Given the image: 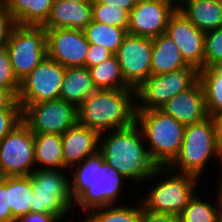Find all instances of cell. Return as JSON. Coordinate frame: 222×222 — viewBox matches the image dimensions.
Returning a JSON list of instances; mask_svg holds the SVG:
<instances>
[{"label": "cell", "mask_w": 222, "mask_h": 222, "mask_svg": "<svg viewBox=\"0 0 222 222\" xmlns=\"http://www.w3.org/2000/svg\"><path fill=\"white\" fill-rule=\"evenodd\" d=\"M145 144L142 130L136 123L100 133L99 137V151L105 162L126 180L134 181L133 184L160 176V166L151 159Z\"/></svg>", "instance_id": "1"}, {"label": "cell", "mask_w": 222, "mask_h": 222, "mask_svg": "<svg viewBox=\"0 0 222 222\" xmlns=\"http://www.w3.org/2000/svg\"><path fill=\"white\" fill-rule=\"evenodd\" d=\"M69 170L72 172L70 191L74 206L78 205L87 212L97 207L116 205L126 179L105 162L99 150Z\"/></svg>", "instance_id": "2"}, {"label": "cell", "mask_w": 222, "mask_h": 222, "mask_svg": "<svg viewBox=\"0 0 222 222\" xmlns=\"http://www.w3.org/2000/svg\"><path fill=\"white\" fill-rule=\"evenodd\" d=\"M135 89H96L78 106V123L99 133L130 127L136 120Z\"/></svg>", "instance_id": "3"}, {"label": "cell", "mask_w": 222, "mask_h": 222, "mask_svg": "<svg viewBox=\"0 0 222 222\" xmlns=\"http://www.w3.org/2000/svg\"><path fill=\"white\" fill-rule=\"evenodd\" d=\"M135 123L148 143L151 159L157 166H168L182 147L186 126L160 109L136 110Z\"/></svg>", "instance_id": "4"}, {"label": "cell", "mask_w": 222, "mask_h": 222, "mask_svg": "<svg viewBox=\"0 0 222 222\" xmlns=\"http://www.w3.org/2000/svg\"><path fill=\"white\" fill-rule=\"evenodd\" d=\"M212 157V158H211ZM218 158L222 164V153L217 141L215 124L211 116L185 127L182 147L168 167L179 173L201 178L210 159Z\"/></svg>", "instance_id": "5"}, {"label": "cell", "mask_w": 222, "mask_h": 222, "mask_svg": "<svg viewBox=\"0 0 222 222\" xmlns=\"http://www.w3.org/2000/svg\"><path fill=\"white\" fill-rule=\"evenodd\" d=\"M162 174L165 178L152 186L151 190L147 191L146 197L140 199V203L145 210L179 217L196 195L195 190L200 178L176 172L168 166H160V175Z\"/></svg>", "instance_id": "6"}, {"label": "cell", "mask_w": 222, "mask_h": 222, "mask_svg": "<svg viewBox=\"0 0 222 222\" xmlns=\"http://www.w3.org/2000/svg\"><path fill=\"white\" fill-rule=\"evenodd\" d=\"M63 172L59 169H36L29 175L33 188L31 212L64 218L73 209L70 179Z\"/></svg>", "instance_id": "7"}, {"label": "cell", "mask_w": 222, "mask_h": 222, "mask_svg": "<svg viewBox=\"0 0 222 222\" xmlns=\"http://www.w3.org/2000/svg\"><path fill=\"white\" fill-rule=\"evenodd\" d=\"M198 80L199 70L190 65L169 73L150 75L135 90L136 110L159 109L170 98L188 90Z\"/></svg>", "instance_id": "8"}, {"label": "cell", "mask_w": 222, "mask_h": 222, "mask_svg": "<svg viewBox=\"0 0 222 222\" xmlns=\"http://www.w3.org/2000/svg\"><path fill=\"white\" fill-rule=\"evenodd\" d=\"M13 72L21 81L46 56V29L43 26L16 25L6 46Z\"/></svg>", "instance_id": "9"}, {"label": "cell", "mask_w": 222, "mask_h": 222, "mask_svg": "<svg viewBox=\"0 0 222 222\" xmlns=\"http://www.w3.org/2000/svg\"><path fill=\"white\" fill-rule=\"evenodd\" d=\"M20 105L22 122L33 134L62 135L78 123V107L61 98Z\"/></svg>", "instance_id": "10"}, {"label": "cell", "mask_w": 222, "mask_h": 222, "mask_svg": "<svg viewBox=\"0 0 222 222\" xmlns=\"http://www.w3.org/2000/svg\"><path fill=\"white\" fill-rule=\"evenodd\" d=\"M34 142V134L23 122L0 141L3 176L30 175L36 170Z\"/></svg>", "instance_id": "11"}, {"label": "cell", "mask_w": 222, "mask_h": 222, "mask_svg": "<svg viewBox=\"0 0 222 222\" xmlns=\"http://www.w3.org/2000/svg\"><path fill=\"white\" fill-rule=\"evenodd\" d=\"M66 67L46 56L20 81L19 104H33L60 98Z\"/></svg>", "instance_id": "12"}, {"label": "cell", "mask_w": 222, "mask_h": 222, "mask_svg": "<svg viewBox=\"0 0 222 222\" xmlns=\"http://www.w3.org/2000/svg\"><path fill=\"white\" fill-rule=\"evenodd\" d=\"M115 56L125 83L136 90L151 75L152 39L127 34Z\"/></svg>", "instance_id": "13"}, {"label": "cell", "mask_w": 222, "mask_h": 222, "mask_svg": "<svg viewBox=\"0 0 222 222\" xmlns=\"http://www.w3.org/2000/svg\"><path fill=\"white\" fill-rule=\"evenodd\" d=\"M47 56L63 67L85 66L90 43L83 30L71 28L46 29Z\"/></svg>", "instance_id": "14"}, {"label": "cell", "mask_w": 222, "mask_h": 222, "mask_svg": "<svg viewBox=\"0 0 222 222\" xmlns=\"http://www.w3.org/2000/svg\"><path fill=\"white\" fill-rule=\"evenodd\" d=\"M166 34L175 42L186 63L204 69L205 32L197 28L180 10L168 20Z\"/></svg>", "instance_id": "15"}, {"label": "cell", "mask_w": 222, "mask_h": 222, "mask_svg": "<svg viewBox=\"0 0 222 222\" xmlns=\"http://www.w3.org/2000/svg\"><path fill=\"white\" fill-rule=\"evenodd\" d=\"M174 12L164 1L137 2L129 14L127 33L153 39L166 33L168 20Z\"/></svg>", "instance_id": "16"}, {"label": "cell", "mask_w": 222, "mask_h": 222, "mask_svg": "<svg viewBox=\"0 0 222 222\" xmlns=\"http://www.w3.org/2000/svg\"><path fill=\"white\" fill-rule=\"evenodd\" d=\"M159 109L185 126L208 117L204 91L199 80L188 90L170 98Z\"/></svg>", "instance_id": "17"}, {"label": "cell", "mask_w": 222, "mask_h": 222, "mask_svg": "<svg viewBox=\"0 0 222 222\" xmlns=\"http://www.w3.org/2000/svg\"><path fill=\"white\" fill-rule=\"evenodd\" d=\"M100 133L79 123L61 135L64 165L70 169L99 150Z\"/></svg>", "instance_id": "18"}, {"label": "cell", "mask_w": 222, "mask_h": 222, "mask_svg": "<svg viewBox=\"0 0 222 222\" xmlns=\"http://www.w3.org/2000/svg\"><path fill=\"white\" fill-rule=\"evenodd\" d=\"M92 20V2L54 0L50 15L42 26L45 29L83 30Z\"/></svg>", "instance_id": "19"}, {"label": "cell", "mask_w": 222, "mask_h": 222, "mask_svg": "<svg viewBox=\"0 0 222 222\" xmlns=\"http://www.w3.org/2000/svg\"><path fill=\"white\" fill-rule=\"evenodd\" d=\"M188 66L168 34L163 33L152 39L151 75L169 73Z\"/></svg>", "instance_id": "20"}, {"label": "cell", "mask_w": 222, "mask_h": 222, "mask_svg": "<svg viewBox=\"0 0 222 222\" xmlns=\"http://www.w3.org/2000/svg\"><path fill=\"white\" fill-rule=\"evenodd\" d=\"M16 25L42 26L48 19L54 0H0Z\"/></svg>", "instance_id": "21"}, {"label": "cell", "mask_w": 222, "mask_h": 222, "mask_svg": "<svg viewBox=\"0 0 222 222\" xmlns=\"http://www.w3.org/2000/svg\"><path fill=\"white\" fill-rule=\"evenodd\" d=\"M95 90L88 68H66L61 85V99L78 107Z\"/></svg>", "instance_id": "22"}, {"label": "cell", "mask_w": 222, "mask_h": 222, "mask_svg": "<svg viewBox=\"0 0 222 222\" xmlns=\"http://www.w3.org/2000/svg\"><path fill=\"white\" fill-rule=\"evenodd\" d=\"M36 169H69L64 165L61 135L34 134ZM38 165V166H37Z\"/></svg>", "instance_id": "23"}, {"label": "cell", "mask_w": 222, "mask_h": 222, "mask_svg": "<svg viewBox=\"0 0 222 222\" xmlns=\"http://www.w3.org/2000/svg\"><path fill=\"white\" fill-rule=\"evenodd\" d=\"M180 11L204 32L222 27V6L218 0H190Z\"/></svg>", "instance_id": "24"}, {"label": "cell", "mask_w": 222, "mask_h": 222, "mask_svg": "<svg viewBox=\"0 0 222 222\" xmlns=\"http://www.w3.org/2000/svg\"><path fill=\"white\" fill-rule=\"evenodd\" d=\"M6 191L16 221L31 212L33 188L29 175L6 176Z\"/></svg>", "instance_id": "25"}, {"label": "cell", "mask_w": 222, "mask_h": 222, "mask_svg": "<svg viewBox=\"0 0 222 222\" xmlns=\"http://www.w3.org/2000/svg\"><path fill=\"white\" fill-rule=\"evenodd\" d=\"M208 116L222 113V63L199 70Z\"/></svg>", "instance_id": "26"}, {"label": "cell", "mask_w": 222, "mask_h": 222, "mask_svg": "<svg viewBox=\"0 0 222 222\" xmlns=\"http://www.w3.org/2000/svg\"><path fill=\"white\" fill-rule=\"evenodd\" d=\"M86 39L91 44H98L111 51L117 52L127 29L119 26L108 25L92 20L84 29Z\"/></svg>", "instance_id": "27"}, {"label": "cell", "mask_w": 222, "mask_h": 222, "mask_svg": "<svg viewBox=\"0 0 222 222\" xmlns=\"http://www.w3.org/2000/svg\"><path fill=\"white\" fill-rule=\"evenodd\" d=\"M90 77L96 89L130 88L123 78L120 64L113 54L99 65L89 67Z\"/></svg>", "instance_id": "28"}, {"label": "cell", "mask_w": 222, "mask_h": 222, "mask_svg": "<svg viewBox=\"0 0 222 222\" xmlns=\"http://www.w3.org/2000/svg\"><path fill=\"white\" fill-rule=\"evenodd\" d=\"M136 205L137 207L122 205L97 207L88 211V216L86 215L83 222H141L142 205L139 201Z\"/></svg>", "instance_id": "29"}, {"label": "cell", "mask_w": 222, "mask_h": 222, "mask_svg": "<svg viewBox=\"0 0 222 222\" xmlns=\"http://www.w3.org/2000/svg\"><path fill=\"white\" fill-rule=\"evenodd\" d=\"M194 195L179 215V222H221L218 200L214 205ZM216 205V206H215Z\"/></svg>", "instance_id": "30"}, {"label": "cell", "mask_w": 222, "mask_h": 222, "mask_svg": "<svg viewBox=\"0 0 222 222\" xmlns=\"http://www.w3.org/2000/svg\"><path fill=\"white\" fill-rule=\"evenodd\" d=\"M129 14L124 9L106 6L97 0H92V19L94 21L127 29Z\"/></svg>", "instance_id": "31"}, {"label": "cell", "mask_w": 222, "mask_h": 222, "mask_svg": "<svg viewBox=\"0 0 222 222\" xmlns=\"http://www.w3.org/2000/svg\"><path fill=\"white\" fill-rule=\"evenodd\" d=\"M222 63V27L205 32L204 68Z\"/></svg>", "instance_id": "32"}, {"label": "cell", "mask_w": 222, "mask_h": 222, "mask_svg": "<svg viewBox=\"0 0 222 222\" xmlns=\"http://www.w3.org/2000/svg\"><path fill=\"white\" fill-rule=\"evenodd\" d=\"M20 81L15 76L6 47L0 49V89L9 90L17 97Z\"/></svg>", "instance_id": "33"}, {"label": "cell", "mask_w": 222, "mask_h": 222, "mask_svg": "<svg viewBox=\"0 0 222 222\" xmlns=\"http://www.w3.org/2000/svg\"><path fill=\"white\" fill-rule=\"evenodd\" d=\"M22 122V109L0 110V141Z\"/></svg>", "instance_id": "34"}, {"label": "cell", "mask_w": 222, "mask_h": 222, "mask_svg": "<svg viewBox=\"0 0 222 222\" xmlns=\"http://www.w3.org/2000/svg\"><path fill=\"white\" fill-rule=\"evenodd\" d=\"M16 23L6 6L0 1V49L7 46Z\"/></svg>", "instance_id": "35"}, {"label": "cell", "mask_w": 222, "mask_h": 222, "mask_svg": "<svg viewBox=\"0 0 222 222\" xmlns=\"http://www.w3.org/2000/svg\"><path fill=\"white\" fill-rule=\"evenodd\" d=\"M113 53L109 51L108 49L104 48L103 46H100L98 44H91L89 45L87 55H86V61H85V67H93L96 65H99L109 57H111Z\"/></svg>", "instance_id": "36"}, {"label": "cell", "mask_w": 222, "mask_h": 222, "mask_svg": "<svg viewBox=\"0 0 222 222\" xmlns=\"http://www.w3.org/2000/svg\"><path fill=\"white\" fill-rule=\"evenodd\" d=\"M16 221L9 206L8 192L6 191V176L0 180V222Z\"/></svg>", "instance_id": "37"}, {"label": "cell", "mask_w": 222, "mask_h": 222, "mask_svg": "<svg viewBox=\"0 0 222 222\" xmlns=\"http://www.w3.org/2000/svg\"><path fill=\"white\" fill-rule=\"evenodd\" d=\"M141 222H179V217L172 214L155 213L142 207Z\"/></svg>", "instance_id": "38"}, {"label": "cell", "mask_w": 222, "mask_h": 222, "mask_svg": "<svg viewBox=\"0 0 222 222\" xmlns=\"http://www.w3.org/2000/svg\"><path fill=\"white\" fill-rule=\"evenodd\" d=\"M60 216H54L47 213H33L30 212L24 215L18 222H58L62 221Z\"/></svg>", "instance_id": "39"}, {"label": "cell", "mask_w": 222, "mask_h": 222, "mask_svg": "<svg viewBox=\"0 0 222 222\" xmlns=\"http://www.w3.org/2000/svg\"><path fill=\"white\" fill-rule=\"evenodd\" d=\"M22 109L16 97L9 91L0 89V110Z\"/></svg>", "instance_id": "40"}, {"label": "cell", "mask_w": 222, "mask_h": 222, "mask_svg": "<svg viewBox=\"0 0 222 222\" xmlns=\"http://www.w3.org/2000/svg\"><path fill=\"white\" fill-rule=\"evenodd\" d=\"M97 1L106 6H112L114 8L117 7L120 9H124L129 13L137 4V0H97Z\"/></svg>", "instance_id": "41"}, {"label": "cell", "mask_w": 222, "mask_h": 222, "mask_svg": "<svg viewBox=\"0 0 222 222\" xmlns=\"http://www.w3.org/2000/svg\"><path fill=\"white\" fill-rule=\"evenodd\" d=\"M215 124L216 141L220 152L222 153V113L212 116Z\"/></svg>", "instance_id": "42"}, {"label": "cell", "mask_w": 222, "mask_h": 222, "mask_svg": "<svg viewBox=\"0 0 222 222\" xmlns=\"http://www.w3.org/2000/svg\"><path fill=\"white\" fill-rule=\"evenodd\" d=\"M189 1L190 0H164V2L169 4L175 11L181 10Z\"/></svg>", "instance_id": "43"}, {"label": "cell", "mask_w": 222, "mask_h": 222, "mask_svg": "<svg viewBox=\"0 0 222 222\" xmlns=\"http://www.w3.org/2000/svg\"><path fill=\"white\" fill-rule=\"evenodd\" d=\"M219 185L218 188H219V191L218 192V204H219V208H220V217H221V222H222V176L220 178V181H219Z\"/></svg>", "instance_id": "44"}, {"label": "cell", "mask_w": 222, "mask_h": 222, "mask_svg": "<svg viewBox=\"0 0 222 222\" xmlns=\"http://www.w3.org/2000/svg\"><path fill=\"white\" fill-rule=\"evenodd\" d=\"M73 2H92V0H70Z\"/></svg>", "instance_id": "45"}, {"label": "cell", "mask_w": 222, "mask_h": 222, "mask_svg": "<svg viewBox=\"0 0 222 222\" xmlns=\"http://www.w3.org/2000/svg\"><path fill=\"white\" fill-rule=\"evenodd\" d=\"M144 1H164V0H137V2H144Z\"/></svg>", "instance_id": "46"}, {"label": "cell", "mask_w": 222, "mask_h": 222, "mask_svg": "<svg viewBox=\"0 0 222 222\" xmlns=\"http://www.w3.org/2000/svg\"><path fill=\"white\" fill-rule=\"evenodd\" d=\"M4 176L2 175L1 171H0V180L3 178Z\"/></svg>", "instance_id": "47"}, {"label": "cell", "mask_w": 222, "mask_h": 222, "mask_svg": "<svg viewBox=\"0 0 222 222\" xmlns=\"http://www.w3.org/2000/svg\"><path fill=\"white\" fill-rule=\"evenodd\" d=\"M218 3L222 6V0H218Z\"/></svg>", "instance_id": "48"}]
</instances>
